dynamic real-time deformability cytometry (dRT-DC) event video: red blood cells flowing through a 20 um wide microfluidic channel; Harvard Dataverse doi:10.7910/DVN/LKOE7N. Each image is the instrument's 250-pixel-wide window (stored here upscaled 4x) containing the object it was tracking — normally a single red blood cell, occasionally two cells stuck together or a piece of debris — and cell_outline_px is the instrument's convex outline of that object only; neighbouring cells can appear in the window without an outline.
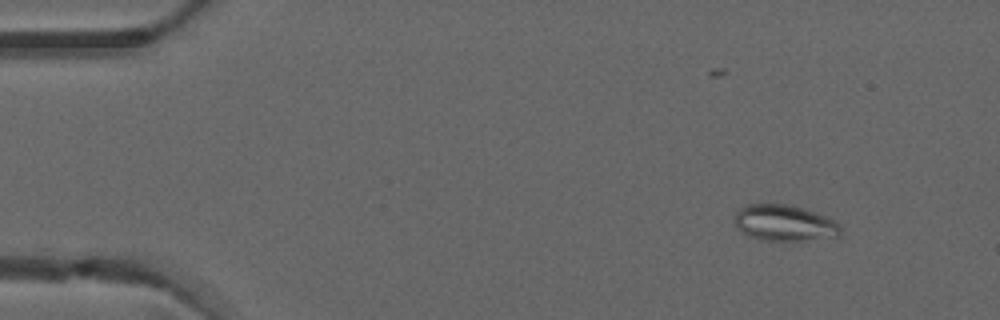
{"species": "common noctule bat (a hibernating species)", "species_latin": "Nyctalus noctula", "temperature_condition": "warm", "stored_images_in_passage": 4, "camera_frame_rate_fps": 3000, "um_per_image_px": 0.085, "animal": {"sex": "male", "forearm_length_mm": 52.5}, "frame": {"image": 1, "passage_image": 2, "time_ms": 0.333, "image_size_px": [1000, 320], "cell_outline_px": [[840, 232], [836, 236], [800, 240], [760, 240], [748, 236], [736, 228], [736, 212], [740, 208], [748, 204], [792, 204], [828, 216], [836, 220], [840, 224]], "centroid_in_image_um": [66.67, 18.93], "position_along_channel_um": 18.3, "area_um2": 22.31}}